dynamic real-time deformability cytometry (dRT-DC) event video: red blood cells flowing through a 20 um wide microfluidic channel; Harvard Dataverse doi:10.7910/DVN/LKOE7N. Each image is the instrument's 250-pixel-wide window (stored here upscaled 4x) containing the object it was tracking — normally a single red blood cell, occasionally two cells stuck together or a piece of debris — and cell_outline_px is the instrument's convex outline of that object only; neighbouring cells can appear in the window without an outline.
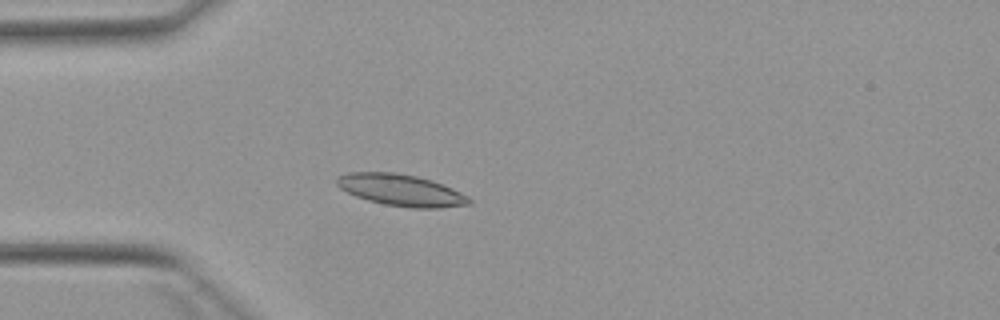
{"species": "Egyptian fruit bat (a non-hibernating species)", "species_latin": "Rousettus aegyptiacus", "temperature_condition": "warm", "stored_images_in_passage": 2, "camera_frame_rate_fps": 3000, "um_per_image_px": 0.085, "animal": {"sex": "female"}, "frame": {"image": 1, "passage_image": 2, "time_ms": 2.333, "image_size_px": [1000, 320], "cell_outline_px": [[472, 204], [440, 208], [412, 208], [384, 204], [368, 200], [356, 196], [340, 188], [336, 184], [336, 180], [340, 176], [348, 172], [392, 172], [416, 176], [432, 180], [444, 184], [468, 196], [472, 200]], "centroid_in_image_um": [34.12, 16.16], "position_along_channel_um": 50.9, "area_um2": 24.39}}